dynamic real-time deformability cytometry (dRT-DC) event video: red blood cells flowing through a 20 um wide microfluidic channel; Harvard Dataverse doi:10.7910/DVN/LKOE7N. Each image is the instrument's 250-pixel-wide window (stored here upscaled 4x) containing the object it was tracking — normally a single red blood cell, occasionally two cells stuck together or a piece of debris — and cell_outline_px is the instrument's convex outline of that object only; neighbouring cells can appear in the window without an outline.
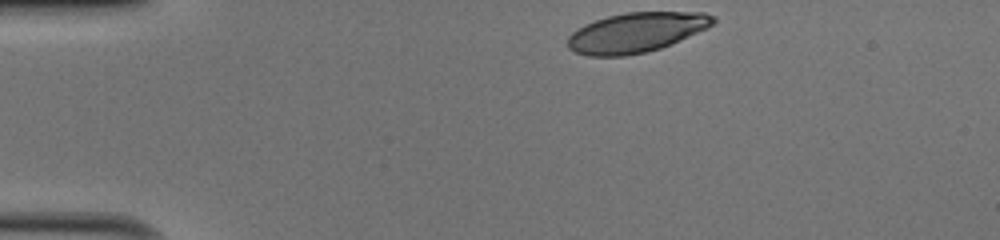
{"species": "human", "species_latin": "Homo sapiens", "temperature_condition": "cold", "stored_images_in_passage": 33, "camera_frame_rate_fps": 3000, "um_per_image_px": 0.085, "donor": {"sex": "male"}, "frame": {"image": 1, "passage_image": 1, "time_ms": 0.0, "image_size_px": [1000, 240], "cell_outline_px": [[716, 20], [708, 28], [672, 44], [660, 48], [644, 52], [624, 56], [588, 56], [576, 52], [568, 48], [568, 36], [572, 32], [584, 24], [608, 16], [624, 12], [704, 12], [716, 16]], "centroid_in_image_um": [54.1, 2.75], "position_along_channel_um": 30.9, "area_um2": 33.81}}
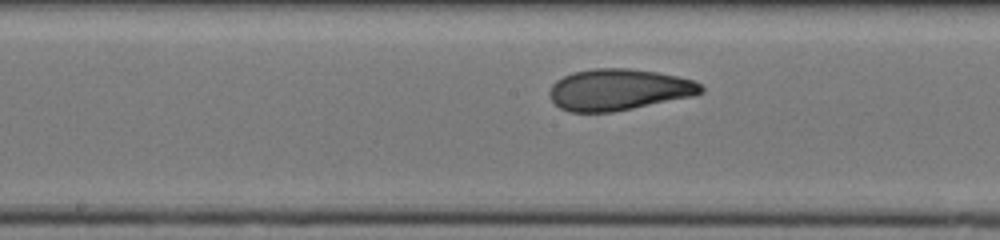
{"frame": {"image": 2, "passage_image": 18, "time_ms": 5.667, "image_size_px": [1000, 240], "cell_outline_px": [[704, 92], [692, 96], [612, 112], [568, 112], [560, 108], [552, 100], [548, 92], [552, 84], [556, 80], [572, 72], [592, 68], [628, 68], [656, 72], [696, 80], [704, 88]], "centroid_in_image_um": [52.57, 7.61], "position_along_channel_um": 195.6, "area_um2": 36.53}}
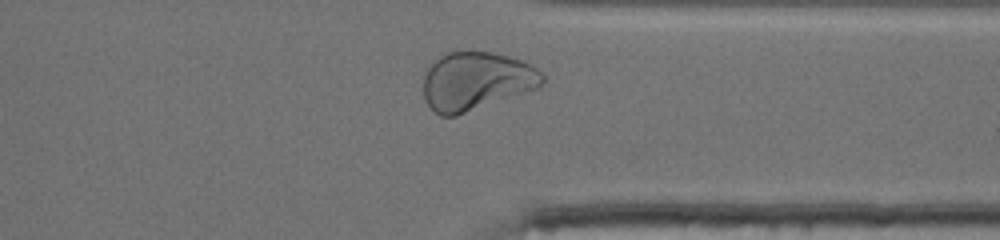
{"frame": {"image": 3, "passage_image": 31, "time_ms": 10.0, "image_size_px": [1000, 240], "cell_outline_px": [[544, 80], [536, 88], [456, 116], [440, 116], [424, 100], [424, 76], [428, 68], [440, 56], [448, 52], [492, 52], [508, 56], [520, 60], [536, 68], [544, 76]], "centroid_in_image_um": [40.45, 6.89], "position_along_channel_um": 371.0, "area_um2": 39.77}, "authors_computed_cell_mechanics": {"area_um2": 36.1828, "velocity_mm_per_s": 4.0641, "shape_relaxation_time_tau1_ms": 4.5192, "shape_relaxation_time_tau2_ms": 0.8124, "deformation_change_tau1": 0.1774, "deformation_change_tau2": 0.0654}}